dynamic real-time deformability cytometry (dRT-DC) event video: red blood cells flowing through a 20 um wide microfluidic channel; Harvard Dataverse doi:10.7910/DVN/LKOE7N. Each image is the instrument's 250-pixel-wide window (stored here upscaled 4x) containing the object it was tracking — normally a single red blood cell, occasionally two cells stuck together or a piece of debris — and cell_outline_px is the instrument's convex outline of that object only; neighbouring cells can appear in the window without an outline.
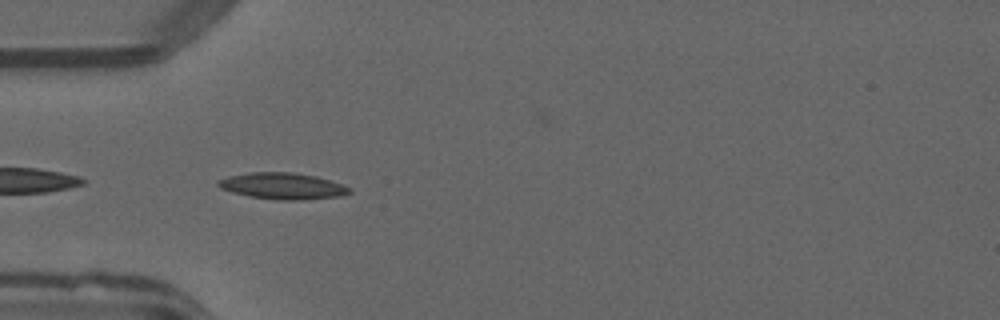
{"species": "common noctule bat (a hibernating species)", "species_latin": "Nyctalus noctula", "temperature_condition": "warm", "stored_images_in_passage": 32, "camera_frame_rate_fps": 3000, "um_per_image_px": 0.085, "animal": {"sex": "male", "forearm_length_mm": 52.5}, "frame": {"image": 1, "passage_image": 1, "time_ms": 0.0, "image_size_px": [1000, 320], "cell_outline_px": [[352, 192], [344, 196], [304, 200], [276, 200], [248, 196], [232, 192], [220, 188], [216, 184], [220, 180], [228, 176], [252, 172], [292, 172], [316, 176], [344, 184], [352, 188]], "centroid_in_image_um": [24.09, 15.82], "position_along_channel_um": 60.9, "area_um2": 20.46}}
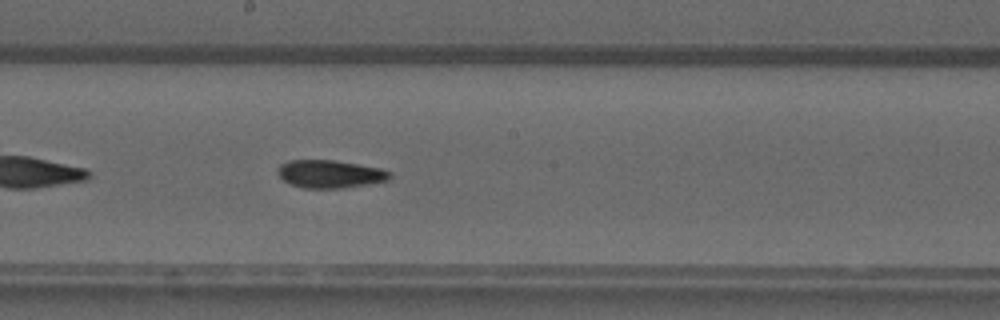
{"frame": {"image": 2, "passage_image": 13, "time_ms": 4.0, "image_size_px": [1000, 320], "cell_outline_px": [[392, 176], [388, 180], [368, 184], [340, 188], [304, 188], [292, 184], [284, 180], [276, 172], [280, 164], [288, 160], [332, 160], [380, 168], [392, 172]], "centroid_in_image_um": [28.05, 14.78], "position_along_channel_um": 220.2, "area_um2": 18.09}}
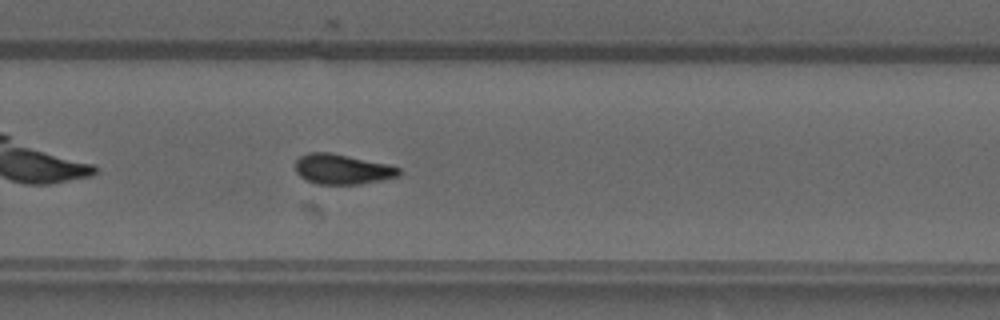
{"frame": {"image": 3, "passage_image": 19, "time_ms": 6.0, "image_size_px": [1000, 320], "cell_outline_px": [[400, 176], [380, 180], [356, 184], [316, 184], [300, 176], [296, 172], [296, 160], [300, 156], [308, 152], [332, 152], [388, 164], [400, 168]], "centroid_in_image_um": [29.09, 14.37], "position_along_channel_um": 300.7, "area_um2": 18.15}, "authors_computed_cell_mechanics": {"area_um2": 18.3226, "velocity_mm_per_s": 4.0414, "shape_relaxation_time_tau1_ms": null, "shape_relaxation_time_tau2_ms": 5.1823, "deformation_change_tau1": null, "deformation_change_tau2": 0.0767}}